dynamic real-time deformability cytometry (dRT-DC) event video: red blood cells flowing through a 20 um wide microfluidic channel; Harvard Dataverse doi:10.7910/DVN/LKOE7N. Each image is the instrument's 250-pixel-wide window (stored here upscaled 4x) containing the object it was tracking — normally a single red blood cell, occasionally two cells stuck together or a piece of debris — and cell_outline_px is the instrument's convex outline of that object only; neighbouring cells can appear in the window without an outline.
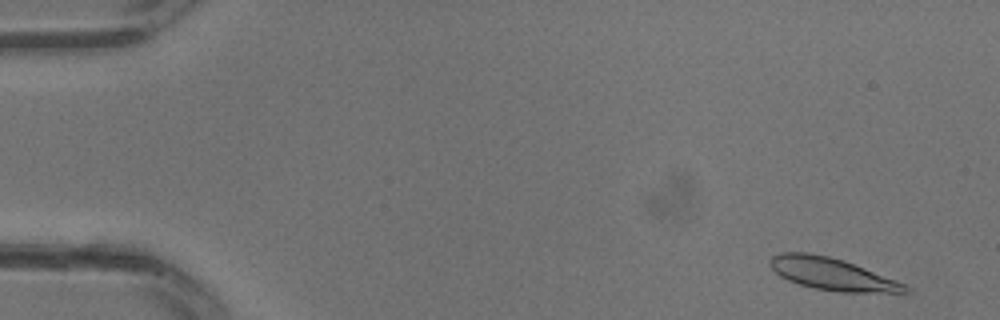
{"species": "common noctule bat (a hibernating species)", "species_latin": "Nyctalus noctula", "temperature_condition": "warm", "stored_images_in_passage": 31, "camera_frame_rate_fps": 3000, "um_per_image_px": 0.085, "animal": {"sex": "male", "body_mass_g": 13.3}, "frame": {"image": 1, "passage_image": 2, "time_ms": 0.333, "image_size_px": [1000, 320], "cell_outline_px": [[912, 292], [836, 292], [812, 288], [788, 280], [780, 276], [768, 264], [768, 260], [772, 256], [780, 252], [808, 252], [828, 256], [844, 260], [908, 284], [912, 288]], "centroid_in_image_um": [70.75, 23.29], "position_along_channel_um": 14.2, "area_um2": 25.66}}
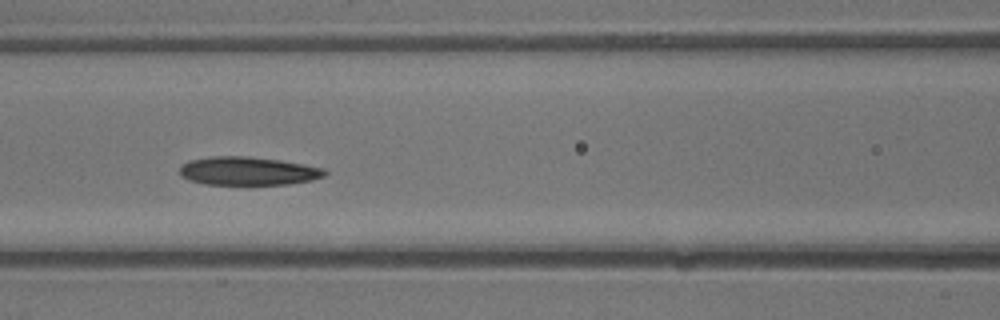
{"frame": {"image": 2, "passage_image": 14, "time_ms": 4.333, "image_size_px": [1000, 320], "cell_outline_px": [[328, 172], [324, 176], [312, 180], [288, 184], [248, 188], [204, 184], [188, 180], [180, 176], [180, 164], [188, 160], [212, 156], [248, 156], [280, 160], [324, 168]], "centroid_in_image_um": [21.03, 14.59], "position_along_channel_um": 145.6, "area_um2": 25.32}}
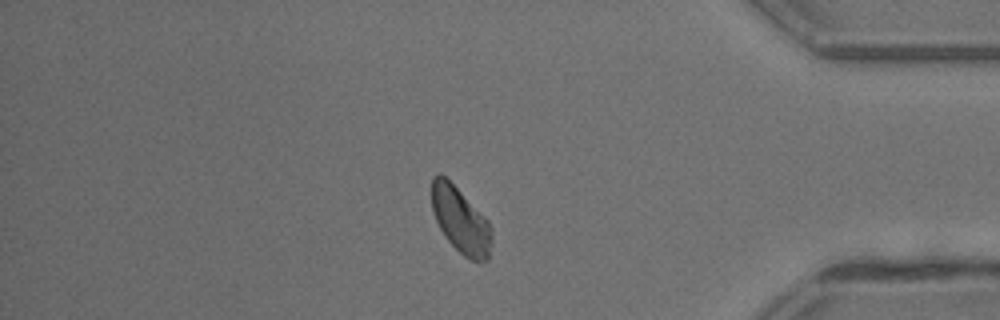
{"frame": {"image": 3, "passage_image": 27, "time_ms": 8.667, "image_size_px": [1000, 320], "cell_outline_px": [[492, 244], [488, 260], [472, 260], [464, 256], [444, 236], [436, 220], [432, 208], [432, 176], [440, 172], [488, 220], [492, 228]], "centroid_in_image_um": [39.16, 18.73], "position_along_channel_um": 396.0, "area_um2": 22.66}}